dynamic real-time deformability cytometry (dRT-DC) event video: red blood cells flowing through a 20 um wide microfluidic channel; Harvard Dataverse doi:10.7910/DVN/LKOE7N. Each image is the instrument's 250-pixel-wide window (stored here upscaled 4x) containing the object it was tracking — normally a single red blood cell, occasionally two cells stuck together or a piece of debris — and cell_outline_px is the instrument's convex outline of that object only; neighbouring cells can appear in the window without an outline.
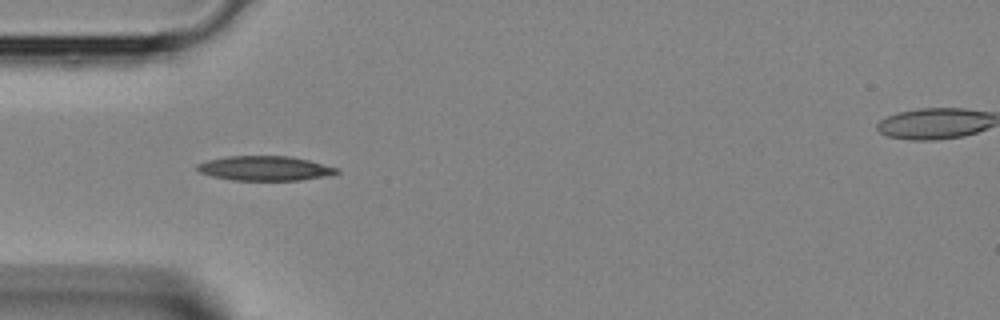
{"species": "Egyptian fruit bat (a non-hibernating species)", "species_latin": "Rousettus aegyptiacus", "temperature_condition": "room temperature", "stored_images_in_passage": 1, "camera_frame_rate_fps": 3000, "um_per_image_px": 0.085, "animal": {"sex": "female"}, "frame": {"image": 1, "passage_image": 1, "time_ms": 0.0, "image_size_px": [1000, 320], "cell_outline_px": [[340, 172], [332, 176], [300, 180], [232, 180], [212, 176], [200, 172], [196, 168], [196, 164], [208, 160], [224, 156], [292, 156], [340, 168]], "centroid_in_image_um": [22.57, 14.31], "position_along_channel_um": 62.4, "area_um2": 20.23}}